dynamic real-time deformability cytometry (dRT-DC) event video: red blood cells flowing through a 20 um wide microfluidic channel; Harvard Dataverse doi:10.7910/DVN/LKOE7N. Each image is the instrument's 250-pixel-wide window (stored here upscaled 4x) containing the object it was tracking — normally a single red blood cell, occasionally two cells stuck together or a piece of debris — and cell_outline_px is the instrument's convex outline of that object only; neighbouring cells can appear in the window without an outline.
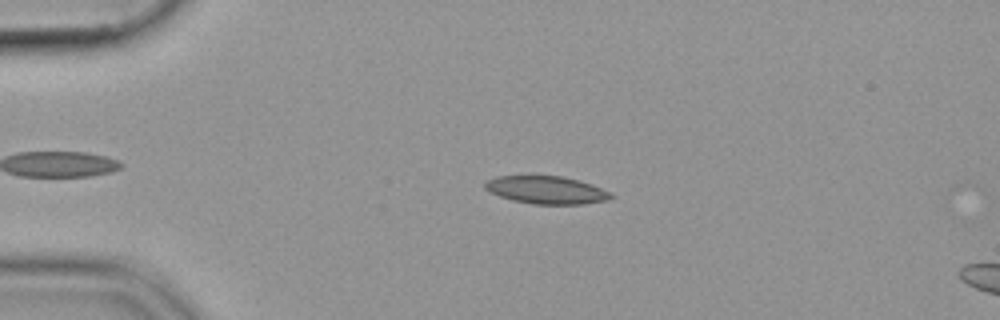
{"species": "common noctule bat (a hibernating species)", "species_latin": "Nyctalus noctula", "temperature_condition": "cold", "stored_images_in_passage": 17, "camera_frame_rate_fps": 3000, "um_per_image_px": 0.085, "animal": {"sex": "female", "body_mass_g": 19.9}, "frame": {"image": 1, "passage_image": 12, "time_ms": 3.667, "image_size_px": [1000, 320], "cell_outline_px": [[612, 196], [604, 200], [584, 204], [532, 204], [512, 200], [500, 196], [484, 188], [484, 184], [488, 180], [496, 176], [564, 176], [592, 184], [608, 192]], "centroid_in_image_um": [46.4, 16.14], "position_along_channel_um": 38.6, "area_um2": 20.06}}